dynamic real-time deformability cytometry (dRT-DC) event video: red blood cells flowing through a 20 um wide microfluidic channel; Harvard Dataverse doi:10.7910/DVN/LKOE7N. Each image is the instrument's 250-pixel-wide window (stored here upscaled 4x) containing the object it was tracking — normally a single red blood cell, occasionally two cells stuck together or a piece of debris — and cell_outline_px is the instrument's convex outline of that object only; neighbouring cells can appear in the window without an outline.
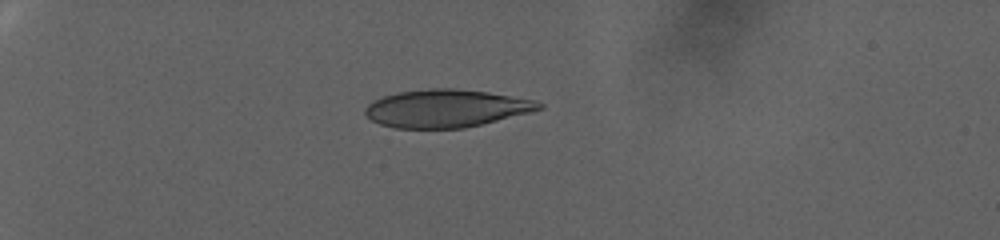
{"species": "human", "species_latin": "Homo sapiens", "temperature_condition": "warm", "stored_images_in_passage": 66, "camera_frame_rate_fps": 3000, "um_per_image_px": 0.085, "donor": {"sex": "female"}, "frame": {"image": 1, "passage_image": 1, "time_ms": 0.0, "image_size_px": [1000, 240], "cell_outline_px": [[544, 108], [464, 128], [396, 128], [380, 124], [372, 120], [364, 112], [364, 108], [372, 100], [396, 92], [428, 88], [452, 88], [488, 92], [536, 100], [544, 104]], "centroid_in_image_um": [37.89, 9.2], "position_along_channel_um": 47.1, "area_um2": 38.09}}
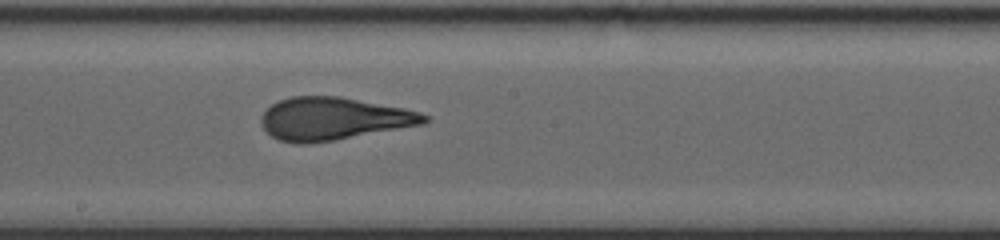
{"frame": {"image": 2, "passage_image": 31, "time_ms": 10.0, "image_size_px": [1000, 240], "cell_outline_px": [[432, 120], [424, 124], [336, 140], [308, 144], [300, 144], [280, 140], [272, 136], [264, 128], [260, 120], [260, 116], [272, 104], [280, 100], [292, 96], [340, 96], [404, 108], [420, 112], [432, 116]], "centroid_in_image_um": [28.39, 10.09], "position_along_channel_um": 219.8, "area_um2": 40.75}}
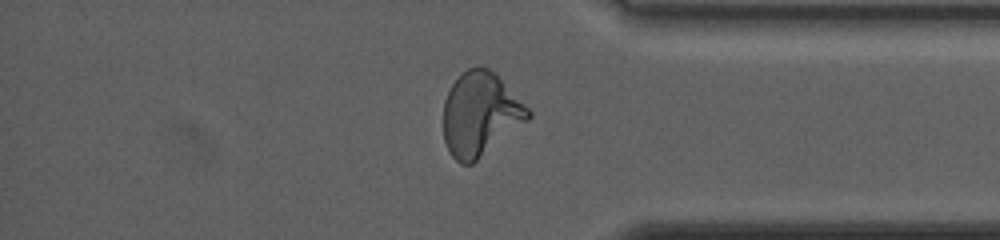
{"frame": {"image": 3, "passage_image": 54, "time_ms": 17.667, "image_size_px": [1000, 240], "cell_outline_px": [[532, 116], [528, 120], [472, 164], [460, 164], [452, 156], [444, 140], [444, 100], [452, 84], [468, 68], [488, 68], [500, 76], [532, 112]], "centroid_in_image_um": [40.84, 9.71], "position_along_channel_um": 394.4, "area_um2": 40.98}, "authors_computed_cell_mechanics": {"area_um2": 40.4889, "velocity_mm_per_s": 2.3498, "shape_relaxation_time_tau1_ms": null, "shape_relaxation_time_tau2_ms": 1.2747, "deformation_change_tau1": null, "deformation_change_tau2": 0.0929}}